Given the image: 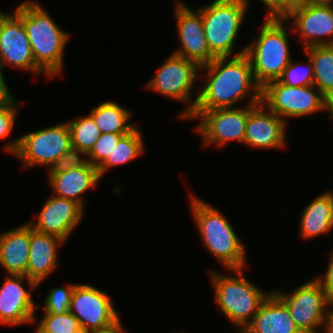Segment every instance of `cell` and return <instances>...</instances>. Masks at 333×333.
Here are the masks:
<instances>
[{"mask_svg": "<svg viewBox=\"0 0 333 333\" xmlns=\"http://www.w3.org/2000/svg\"><path fill=\"white\" fill-rule=\"evenodd\" d=\"M249 5L246 0H214L198 8L202 12L209 49L216 57L238 56L246 52L245 46L233 53Z\"/></svg>", "mask_w": 333, "mask_h": 333, "instance_id": "cell-6", "label": "cell"}, {"mask_svg": "<svg viewBox=\"0 0 333 333\" xmlns=\"http://www.w3.org/2000/svg\"><path fill=\"white\" fill-rule=\"evenodd\" d=\"M284 20L293 27L291 32L300 36L303 49L333 45V5H305L289 13Z\"/></svg>", "mask_w": 333, "mask_h": 333, "instance_id": "cell-16", "label": "cell"}, {"mask_svg": "<svg viewBox=\"0 0 333 333\" xmlns=\"http://www.w3.org/2000/svg\"><path fill=\"white\" fill-rule=\"evenodd\" d=\"M5 77L3 75V70L0 67V106L14 103L17 99L13 97L8 89L7 82H5Z\"/></svg>", "mask_w": 333, "mask_h": 333, "instance_id": "cell-36", "label": "cell"}, {"mask_svg": "<svg viewBox=\"0 0 333 333\" xmlns=\"http://www.w3.org/2000/svg\"><path fill=\"white\" fill-rule=\"evenodd\" d=\"M199 71L200 66L196 62L172 53L157 69L155 76L147 82L146 88L186 104L187 108L178 117L187 120L198 100L197 97L191 100V91L197 77L201 76Z\"/></svg>", "mask_w": 333, "mask_h": 333, "instance_id": "cell-9", "label": "cell"}, {"mask_svg": "<svg viewBox=\"0 0 333 333\" xmlns=\"http://www.w3.org/2000/svg\"><path fill=\"white\" fill-rule=\"evenodd\" d=\"M328 267L326 272L320 276H316V279L321 283L323 290L326 293L327 299L333 305V250H331Z\"/></svg>", "mask_w": 333, "mask_h": 333, "instance_id": "cell-34", "label": "cell"}, {"mask_svg": "<svg viewBox=\"0 0 333 333\" xmlns=\"http://www.w3.org/2000/svg\"><path fill=\"white\" fill-rule=\"evenodd\" d=\"M328 116H331V120L333 121V112L330 114V115H328Z\"/></svg>", "mask_w": 333, "mask_h": 333, "instance_id": "cell-42", "label": "cell"}, {"mask_svg": "<svg viewBox=\"0 0 333 333\" xmlns=\"http://www.w3.org/2000/svg\"><path fill=\"white\" fill-rule=\"evenodd\" d=\"M304 52L313 64V85L326 96L333 89V45L311 46Z\"/></svg>", "mask_w": 333, "mask_h": 333, "instance_id": "cell-26", "label": "cell"}, {"mask_svg": "<svg viewBox=\"0 0 333 333\" xmlns=\"http://www.w3.org/2000/svg\"><path fill=\"white\" fill-rule=\"evenodd\" d=\"M229 271L237 273L236 276L209 270V277L214 289L215 301L225 317L242 332L272 290L264 292L248 281L243 275L244 268L229 269Z\"/></svg>", "mask_w": 333, "mask_h": 333, "instance_id": "cell-5", "label": "cell"}, {"mask_svg": "<svg viewBox=\"0 0 333 333\" xmlns=\"http://www.w3.org/2000/svg\"><path fill=\"white\" fill-rule=\"evenodd\" d=\"M122 325L123 324H121V320H119L115 325L109 326L105 329L90 330L83 333H126L127 331Z\"/></svg>", "mask_w": 333, "mask_h": 333, "instance_id": "cell-38", "label": "cell"}, {"mask_svg": "<svg viewBox=\"0 0 333 333\" xmlns=\"http://www.w3.org/2000/svg\"><path fill=\"white\" fill-rule=\"evenodd\" d=\"M24 281L28 288H24ZM38 285L27 276L8 274L0 288V324L22 325L34 323L37 304L32 298V291Z\"/></svg>", "mask_w": 333, "mask_h": 333, "instance_id": "cell-15", "label": "cell"}, {"mask_svg": "<svg viewBox=\"0 0 333 333\" xmlns=\"http://www.w3.org/2000/svg\"><path fill=\"white\" fill-rule=\"evenodd\" d=\"M144 143L142 133L136 126L119 140L111 154L97 168L100 177L102 178L112 167L126 164L141 156L145 151Z\"/></svg>", "mask_w": 333, "mask_h": 333, "instance_id": "cell-25", "label": "cell"}, {"mask_svg": "<svg viewBox=\"0 0 333 333\" xmlns=\"http://www.w3.org/2000/svg\"><path fill=\"white\" fill-rule=\"evenodd\" d=\"M20 102L0 106V139L10 136L16 120L17 107Z\"/></svg>", "mask_w": 333, "mask_h": 333, "instance_id": "cell-33", "label": "cell"}, {"mask_svg": "<svg viewBox=\"0 0 333 333\" xmlns=\"http://www.w3.org/2000/svg\"><path fill=\"white\" fill-rule=\"evenodd\" d=\"M325 102L330 115L333 112V89L325 96Z\"/></svg>", "mask_w": 333, "mask_h": 333, "instance_id": "cell-39", "label": "cell"}, {"mask_svg": "<svg viewBox=\"0 0 333 333\" xmlns=\"http://www.w3.org/2000/svg\"><path fill=\"white\" fill-rule=\"evenodd\" d=\"M249 105L212 110H193L187 118L200 119L196 133L202 136L204 146L211 144L222 147L231 141L244 143Z\"/></svg>", "mask_w": 333, "mask_h": 333, "instance_id": "cell-11", "label": "cell"}, {"mask_svg": "<svg viewBox=\"0 0 333 333\" xmlns=\"http://www.w3.org/2000/svg\"><path fill=\"white\" fill-rule=\"evenodd\" d=\"M85 209L77 202L55 195L46 199L37 221L27 222L37 231L66 241L84 216Z\"/></svg>", "mask_w": 333, "mask_h": 333, "instance_id": "cell-17", "label": "cell"}, {"mask_svg": "<svg viewBox=\"0 0 333 333\" xmlns=\"http://www.w3.org/2000/svg\"><path fill=\"white\" fill-rule=\"evenodd\" d=\"M305 5H333V0H306Z\"/></svg>", "mask_w": 333, "mask_h": 333, "instance_id": "cell-40", "label": "cell"}, {"mask_svg": "<svg viewBox=\"0 0 333 333\" xmlns=\"http://www.w3.org/2000/svg\"><path fill=\"white\" fill-rule=\"evenodd\" d=\"M71 147L69 126L64 122L24 133L4 144L3 149L21 160L23 167L47 166L50 169Z\"/></svg>", "mask_w": 333, "mask_h": 333, "instance_id": "cell-7", "label": "cell"}, {"mask_svg": "<svg viewBox=\"0 0 333 333\" xmlns=\"http://www.w3.org/2000/svg\"><path fill=\"white\" fill-rule=\"evenodd\" d=\"M249 3L250 0H246ZM267 7L266 18H282V0H259Z\"/></svg>", "mask_w": 333, "mask_h": 333, "instance_id": "cell-35", "label": "cell"}, {"mask_svg": "<svg viewBox=\"0 0 333 333\" xmlns=\"http://www.w3.org/2000/svg\"><path fill=\"white\" fill-rule=\"evenodd\" d=\"M261 102L286 122L289 117L327 110L325 96L314 85L288 86L278 80L261 88Z\"/></svg>", "mask_w": 333, "mask_h": 333, "instance_id": "cell-10", "label": "cell"}, {"mask_svg": "<svg viewBox=\"0 0 333 333\" xmlns=\"http://www.w3.org/2000/svg\"><path fill=\"white\" fill-rule=\"evenodd\" d=\"M30 225L28 223L0 234V265L6 274L24 275L28 265Z\"/></svg>", "mask_w": 333, "mask_h": 333, "instance_id": "cell-22", "label": "cell"}, {"mask_svg": "<svg viewBox=\"0 0 333 333\" xmlns=\"http://www.w3.org/2000/svg\"><path fill=\"white\" fill-rule=\"evenodd\" d=\"M287 122L262 102L249 105V114L245 128L244 145L251 148H283L286 142Z\"/></svg>", "mask_w": 333, "mask_h": 333, "instance_id": "cell-18", "label": "cell"}, {"mask_svg": "<svg viewBox=\"0 0 333 333\" xmlns=\"http://www.w3.org/2000/svg\"><path fill=\"white\" fill-rule=\"evenodd\" d=\"M35 333H83L78 319L70 312L43 314Z\"/></svg>", "mask_w": 333, "mask_h": 333, "instance_id": "cell-28", "label": "cell"}, {"mask_svg": "<svg viewBox=\"0 0 333 333\" xmlns=\"http://www.w3.org/2000/svg\"><path fill=\"white\" fill-rule=\"evenodd\" d=\"M300 238L312 239L333 228V191L315 197L302 211Z\"/></svg>", "mask_w": 333, "mask_h": 333, "instance_id": "cell-23", "label": "cell"}, {"mask_svg": "<svg viewBox=\"0 0 333 333\" xmlns=\"http://www.w3.org/2000/svg\"><path fill=\"white\" fill-rule=\"evenodd\" d=\"M308 63L302 65L301 62H295L291 59L288 66L283 70L282 75L278 79L280 83L288 86H311L314 80V69L310 58ZM301 64V65H300Z\"/></svg>", "mask_w": 333, "mask_h": 333, "instance_id": "cell-30", "label": "cell"}, {"mask_svg": "<svg viewBox=\"0 0 333 333\" xmlns=\"http://www.w3.org/2000/svg\"><path fill=\"white\" fill-rule=\"evenodd\" d=\"M12 65L36 75L45 74L36 63L22 20L14 13L0 11V67Z\"/></svg>", "mask_w": 333, "mask_h": 333, "instance_id": "cell-13", "label": "cell"}, {"mask_svg": "<svg viewBox=\"0 0 333 333\" xmlns=\"http://www.w3.org/2000/svg\"><path fill=\"white\" fill-rule=\"evenodd\" d=\"M89 114L101 133L128 134L136 126L129 123L131 111L115 101H105L91 108Z\"/></svg>", "mask_w": 333, "mask_h": 333, "instance_id": "cell-24", "label": "cell"}, {"mask_svg": "<svg viewBox=\"0 0 333 333\" xmlns=\"http://www.w3.org/2000/svg\"><path fill=\"white\" fill-rule=\"evenodd\" d=\"M242 333H302L286 304L272 291Z\"/></svg>", "mask_w": 333, "mask_h": 333, "instance_id": "cell-21", "label": "cell"}, {"mask_svg": "<svg viewBox=\"0 0 333 333\" xmlns=\"http://www.w3.org/2000/svg\"><path fill=\"white\" fill-rule=\"evenodd\" d=\"M82 155L87 157L86 153L71 147L54 162L51 168L48 169V173H62L74 167L85 166L88 159L82 158Z\"/></svg>", "mask_w": 333, "mask_h": 333, "instance_id": "cell-32", "label": "cell"}, {"mask_svg": "<svg viewBox=\"0 0 333 333\" xmlns=\"http://www.w3.org/2000/svg\"><path fill=\"white\" fill-rule=\"evenodd\" d=\"M48 181L55 196L73 200L85 209L82 195L95 188L101 177L89 162L85 166L71 168L62 173H48Z\"/></svg>", "mask_w": 333, "mask_h": 333, "instance_id": "cell-20", "label": "cell"}, {"mask_svg": "<svg viewBox=\"0 0 333 333\" xmlns=\"http://www.w3.org/2000/svg\"><path fill=\"white\" fill-rule=\"evenodd\" d=\"M67 124L71 134L72 147L88 154L101 135L92 116L88 114L85 117H77L67 121Z\"/></svg>", "mask_w": 333, "mask_h": 333, "instance_id": "cell-27", "label": "cell"}, {"mask_svg": "<svg viewBox=\"0 0 333 333\" xmlns=\"http://www.w3.org/2000/svg\"><path fill=\"white\" fill-rule=\"evenodd\" d=\"M65 241L30 226V247L26 276L38 286L58 267V247Z\"/></svg>", "mask_w": 333, "mask_h": 333, "instance_id": "cell-19", "label": "cell"}, {"mask_svg": "<svg viewBox=\"0 0 333 333\" xmlns=\"http://www.w3.org/2000/svg\"><path fill=\"white\" fill-rule=\"evenodd\" d=\"M327 333H333V316L329 322V326H328V331Z\"/></svg>", "mask_w": 333, "mask_h": 333, "instance_id": "cell-41", "label": "cell"}, {"mask_svg": "<svg viewBox=\"0 0 333 333\" xmlns=\"http://www.w3.org/2000/svg\"><path fill=\"white\" fill-rule=\"evenodd\" d=\"M174 9L181 45L173 53L196 62L200 67L211 63L216 56L207 43L202 12L190 9L181 1L176 2Z\"/></svg>", "mask_w": 333, "mask_h": 333, "instance_id": "cell-14", "label": "cell"}, {"mask_svg": "<svg viewBox=\"0 0 333 333\" xmlns=\"http://www.w3.org/2000/svg\"><path fill=\"white\" fill-rule=\"evenodd\" d=\"M286 25L283 18H265L256 40L246 46L245 53L251 61L253 77L260 88L278 80L292 59L288 41L291 27Z\"/></svg>", "mask_w": 333, "mask_h": 333, "instance_id": "cell-4", "label": "cell"}, {"mask_svg": "<svg viewBox=\"0 0 333 333\" xmlns=\"http://www.w3.org/2000/svg\"><path fill=\"white\" fill-rule=\"evenodd\" d=\"M190 209L206 249L225 269L246 267V248L216 207L191 194Z\"/></svg>", "mask_w": 333, "mask_h": 333, "instance_id": "cell-3", "label": "cell"}, {"mask_svg": "<svg viewBox=\"0 0 333 333\" xmlns=\"http://www.w3.org/2000/svg\"><path fill=\"white\" fill-rule=\"evenodd\" d=\"M202 70L206 72L205 82L198 90L194 110L233 108L246 97L250 98L247 105L261 102V88L254 80L251 61L246 53L216 57L211 63L201 66Z\"/></svg>", "mask_w": 333, "mask_h": 333, "instance_id": "cell-1", "label": "cell"}, {"mask_svg": "<svg viewBox=\"0 0 333 333\" xmlns=\"http://www.w3.org/2000/svg\"><path fill=\"white\" fill-rule=\"evenodd\" d=\"M306 0H282V18L284 19L295 9L305 6Z\"/></svg>", "mask_w": 333, "mask_h": 333, "instance_id": "cell-37", "label": "cell"}, {"mask_svg": "<svg viewBox=\"0 0 333 333\" xmlns=\"http://www.w3.org/2000/svg\"><path fill=\"white\" fill-rule=\"evenodd\" d=\"M42 6L37 1L26 0L13 13L22 20L35 63L48 77H53L63 72L64 49L70 35Z\"/></svg>", "mask_w": 333, "mask_h": 333, "instance_id": "cell-2", "label": "cell"}, {"mask_svg": "<svg viewBox=\"0 0 333 333\" xmlns=\"http://www.w3.org/2000/svg\"><path fill=\"white\" fill-rule=\"evenodd\" d=\"M272 291L286 304L291 318L302 333H319L317 330L321 327L327 333L333 305L316 278L294 288L289 294Z\"/></svg>", "mask_w": 333, "mask_h": 333, "instance_id": "cell-8", "label": "cell"}, {"mask_svg": "<svg viewBox=\"0 0 333 333\" xmlns=\"http://www.w3.org/2000/svg\"><path fill=\"white\" fill-rule=\"evenodd\" d=\"M125 134L101 133L91 151L87 154L88 162L98 168L117 146Z\"/></svg>", "mask_w": 333, "mask_h": 333, "instance_id": "cell-31", "label": "cell"}, {"mask_svg": "<svg viewBox=\"0 0 333 333\" xmlns=\"http://www.w3.org/2000/svg\"><path fill=\"white\" fill-rule=\"evenodd\" d=\"M75 284H67L64 287L51 288L46 295L43 306V314H64L69 311Z\"/></svg>", "mask_w": 333, "mask_h": 333, "instance_id": "cell-29", "label": "cell"}, {"mask_svg": "<svg viewBox=\"0 0 333 333\" xmlns=\"http://www.w3.org/2000/svg\"><path fill=\"white\" fill-rule=\"evenodd\" d=\"M107 292L90 284H76L69 311L78 319L83 332L115 325L119 314Z\"/></svg>", "mask_w": 333, "mask_h": 333, "instance_id": "cell-12", "label": "cell"}]
</instances>
